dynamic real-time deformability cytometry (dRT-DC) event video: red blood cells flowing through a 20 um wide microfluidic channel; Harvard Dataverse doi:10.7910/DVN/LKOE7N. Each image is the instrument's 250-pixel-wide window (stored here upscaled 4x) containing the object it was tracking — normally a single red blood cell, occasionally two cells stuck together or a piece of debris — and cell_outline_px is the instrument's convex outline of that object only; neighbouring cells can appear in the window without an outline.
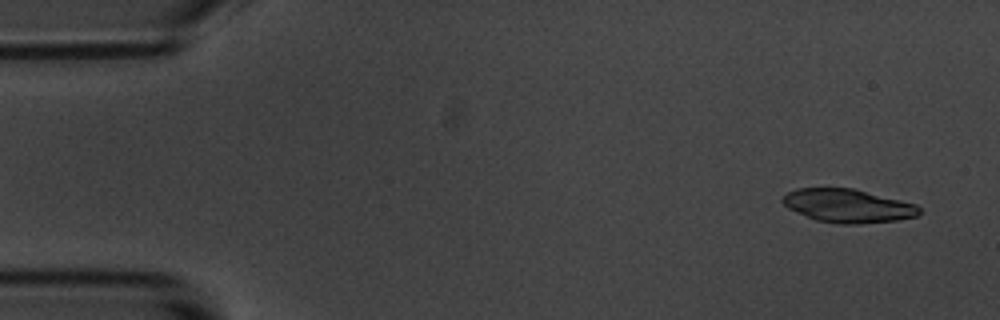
{"species": "common noctule bat (a hibernating species)", "species_latin": "Nyctalus noctula", "temperature_condition": "room temperature", "stored_images_in_passage": 6, "camera_frame_rate_fps": 3000, "um_per_image_px": 0.085, "animal": {"sex": "male", "body_mass_g": 20.1, "forearm_length_mm": 53.5}, "frame": {"image": 1, "passage_image": 1, "time_ms": 0.0, "image_size_px": [1000, 320], "cell_outline_px": [[920, 212], [916, 216], [896, 220], [856, 224], [840, 224], [816, 220], [796, 212], [788, 208], [780, 200], [788, 192], [796, 188], [856, 188], [916, 204], [920, 208]], "centroid_in_image_um": [72.06, 17.48], "position_along_channel_um": 12.9, "area_um2": 26.65}}